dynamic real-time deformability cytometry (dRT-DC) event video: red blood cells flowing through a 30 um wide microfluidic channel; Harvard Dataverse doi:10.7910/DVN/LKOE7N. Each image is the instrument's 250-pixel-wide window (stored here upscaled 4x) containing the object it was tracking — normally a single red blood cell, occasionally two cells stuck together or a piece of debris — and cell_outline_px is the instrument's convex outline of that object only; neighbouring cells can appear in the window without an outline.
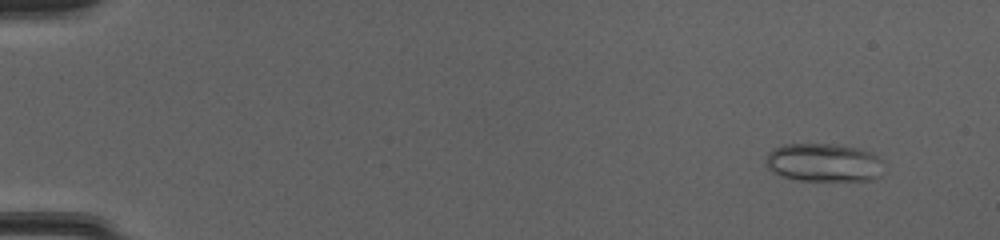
{"species": "common noctule bat (a hibernating species)", "species_latin": "Nyctalus noctula", "temperature_condition": "cold", "stored_images_in_passage": 52, "camera_frame_rate_fps": 3000, "um_per_image_px": 0.085, "animal": {"sex": "female", "body_mass_g": 20.0, "forearm_length_mm": 54.0}, "frame": {"image": 1, "passage_image": 5, "time_ms": 1.333, "image_size_px": [1000, 240], "cell_outline_px": [[884, 160], [880, 176], [868, 180], [800, 180], [780, 176], [772, 172], [764, 164], [764, 160], [768, 152], [772, 148], [784, 144], [836, 144], [860, 148], [872, 152]], "centroid_in_image_um": [70.0, 13.8], "position_along_channel_um": 15.0, "area_um2": 26.76}}
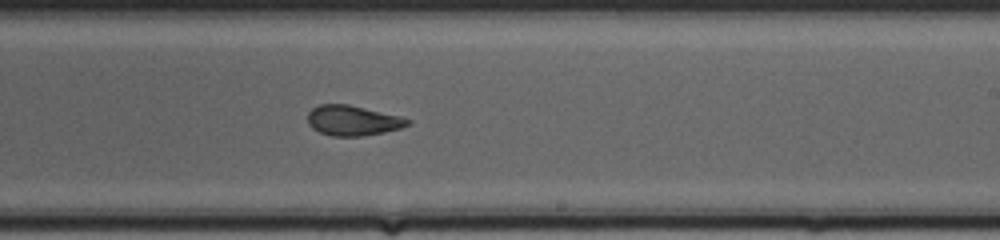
{"frame": {"image": 2, "passage_image": 33, "time_ms": 10.667, "image_size_px": [1000, 240], "cell_outline_px": [[412, 124], [400, 128], [384, 132], [360, 136], [332, 136], [320, 132], [312, 128], [308, 124], [308, 112], [312, 108], [320, 104], [348, 104], [400, 116], [412, 120]], "centroid_in_image_um": [29.99, 10.24], "position_along_channel_um": 259.0, "area_um2": 17.57}}
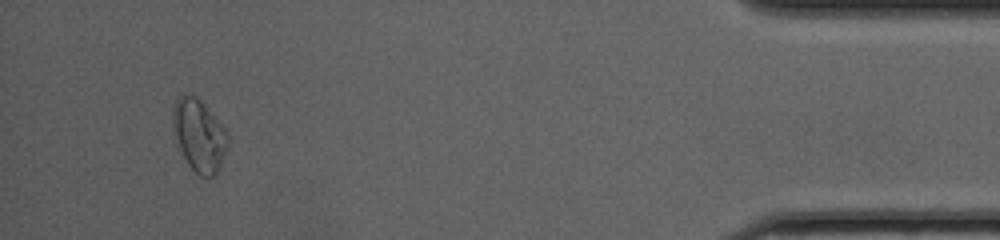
{"frame": {"image": 3, "passage_image": 49, "time_ms": 16.0, "image_size_px": [1000, 240], "cell_outline_px": [[228, 144], [216, 176], [200, 176], [188, 164], [180, 148], [172, 128], [172, 112], [176, 100], [184, 92], [196, 96], [200, 100], [224, 128], [228, 136]], "centroid_in_image_um": [16.91, 11.49], "position_along_channel_um": 418.3, "area_um2": 22.77}, "authors_computed_cell_mechanics": {"area_um2": 20.3745, "velocity_mm_per_s": 4.1401, "shape_relaxation_time_tau1_ms": null, "shape_relaxation_time_tau2_ms": 0.9344, "deformation_change_tau1": null, "deformation_change_tau2": 0.0665}}